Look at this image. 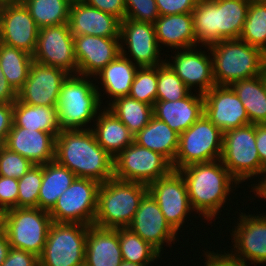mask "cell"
<instances>
[{
    "label": "cell",
    "instance_id": "35",
    "mask_svg": "<svg viewBox=\"0 0 266 266\" xmlns=\"http://www.w3.org/2000/svg\"><path fill=\"white\" fill-rule=\"evenodd\" d=\"M33 61L29 53L0 42V68L16 92L27 80Z\"/></svg>",
    "mask_w": 266,
    "mask_h": 266
},
{
    "label": "cell",
    "instance_id": "13",
    "mask_svg": "<svg viewBox=\"0 0 266 266\" xmlns=\"http://www.w3.org/2000/svg\"><path fill=\"white\" fill-rule=\"evenodd\" d=\"M147 188L158 203L165 220L178 233L193 213L182 174L178 170H172L168 175L148 184Z\"/></svg>",
    "mask_w": 266,
    "mask_h": 266
},
{
    "label": "cell",
    "instance_id": "23",
    "mask_svg": "<svg viewBox=\"0 0 266 266\" xmlns=\"http://www.w3.org/2000/svg\"><path fill=\"white\" fill-rule=\"evenodd\" d=\"M3 145L34 165H43L55 160L56 137L51 133L24 129L13 123Z\"/></svg>",
    "mask_w": 266,
    "mask_h": 266
},
{
    "label": "cell",
    "instance_id": "15",
    "mask_svg": "<svg viewBox=\"0 0 266 266\" xmlns=\"http://www.w3.org/2000/svg\"><path fill=\"white\" fill-rule=\"evenodd\" d=\"M120 46L121 55L134 61L138 67H155L166 61V58L163 60L160 57L162 50L158 45L155 26L152 23L122 20Z\"/></svg>",
    "mask_w": 266,
    "mask_h": 266
},
{
    "label": "cell",
    "instance_id": "49",
    "mask_svg": "<svg viewBox=\"0 0 266 266\" xmlns=\"http://www.w3.org/2000/svg\"><path fill=\"white\" fill-rule=\"evenodd\" d=\"M13 124V103H0V144L7 138Z\"/></svg>",
    "mask_w": 266,
    "mask_h": 266
},
{
    "label": "cell",
    "instance_id": "11",
    "mask_svg": "<svg viewBox=\"0 0 266 266\" xmlns=\"http://www.w3.org/2000/svg\"><path fill=\"white\" fill-rule=\"evenodd\" d=\"M172 163L162 154L133 142L114 158V178L150 184L168 175Z\"/></svg>",
    "mask_w": 266,
    "mask_h": 266
},
{
    "label": "cell",
    "instance_id": "40",
    "mask_svg": "<svg viewBox=\"0 0 266 266\" xmlns=\"http://www.w3.org/2000/svg\"><path fill=\"white\" fill-rule=\"evenodd\" d=\"M157 66L139 67L131 85L129 96L151 106L156 102Z\"/></svg>",
    "mask_w": 266,
    "mask_h": 266
},
{
    "label": "cell",
    "instance_id": "10",
    "mask_svg": "<svg viewBox=\"0 0 266 266\" xmlns=\"http://www.w3.org/2000/svg\"><path fill=\"white\" fill-rule=\"evenodd\" d=\"M89 225L55 223L50 226L39 266H81L85 264Z\"/></svg>",
    "mask_w": 266,
    "mask_h": 266
},
{
    "label": "cell",
    "instance_id": "27",
    "mask_svg": "<svg viewBox=\"0 0 266 266\" xmlns=\"http://www.w3.org/2000/svg\"><path fill=\"white\" fill-rule=\"evenodd\" d=\"M154 26L160 48L165 45L180 50L198 45L194 35L192 13L159 16Z\"/></svg>",
    "mask_w": 266,
    "mask_h": 266
},
{
    "label": "cell",
    "instance_id": "55",
    "mask_svg": "<svg viewBox=\"0 0 266 266\" xmlns=\"http://www.w3.org/2000/svg\"><path fill=\"white\" fill-rule=\"evenodd\" d=\"M262 57H263V64H264V67H265V70H266V46L262 50Z\"/></svg>",
    "mask_w": 266,
    "mask_h": 266
},
{
    "label": "cell",
    "instance_id": "31",
    "mask_svg": "<svg viewBox=\"0 0 266 266\" xmlns=\"http://www.w3.org/2000/svg\"><path fill=\"white\" fill-rule=\"evenodd\" d=\"M242 101L250 124H266V71L230 85Z\"/></svg>",
    "mask_w": 266,
    "mask_h": 266
},
{
    "label": "cell",
    "instance_id": "1",
    "mask_svg": "<svg viewBox=\"0 0 266 266\" xmlns=\"http://www.w3.org/2000/svg\"><path fill=\"white\" fill-rule=\"evenodd\" d=\"M178 171L185 180L193 212L199 213L198 217H203L207 223L211 221L210 224L213 219L220 218L221 208L224 209L226 201L232 200L228 199L229 195L240 186L220 159L192 164Z\"/></svg>",
    "mask_w": 266,
    "mask_h": 266
},
{
    "label": "cell",
    "instance_id": "12",
    "mask_svg": "<svg viewBox=\"0 0 266 266\" xmlns=\"http://www.w3.org/2000/svg\"><path fill=\"white\" fill-rule=\"evenodd\" d=\"M99 186L97 181L76 178L49 211L51 220L55 223L93 225Z\"/></svg>",
    "mask_w": 266,
    "mask_h": 266
},
{
    "label": "cell",
    "instance_id": "28",
    "mask_svg": "<svg viewBox=\"0 0 266 266\" xmlns=\"http://www.w3.org/2000/svg\"><path fill=\"white\" fill-rule=\"evenodd\" d=\"M94 122L96 124L94 123L91 128L98 144L113 158L134 142V135L106 106Z\"/></svg>",
    "mask_w": 266,
    "mask_h": 266
},
{
    "label": "cell",
    "instance_id": "39",
    "mask_svg": "<svg viewBox=\"0 0 266 266\" xmlns=\"http://www.w3.org/2000/svg\"><path fill=\"white\" fill-rule=\"evenodd\" d=\"M190 92L166 62L157 66L156 100L177 101L185 98Z\"/></svg>",
    "mask_w": 266,
    "mask_h": 266
},
{
    "label": "cell",
    "instance_id": "52",
    "mask_svg": "<svg viewBox=\"0 0 266 266\" xmlns=\"http://www.w3.org/2000/svg\"><path fill=\"white\" fill-rule=\"evenodd\" d=\"M10 248L8 237L5 231L0 227V266L7 258Z\"/></svg>",
    "mask_w": 266,
    "mask_h": 266
},
{
    "label": "cell",
    "instance_id": "50",
    "mask_svg": "<svg viewBox=\"0 0 266 266\" xmlns=\"http://www.w3.org/2000/svg\"><path fill=\"white\" fill-rule=\"evenodd\" d=\"M256 147L261 165L266 169V124H256Z\"/></svg>",
    "mask_w": 266,
    "mask_h": 266
},
{
    "label": "cell",
    "instance_id": "30",
    "mask_svg": "<svg viewBox=\"0 0 266 266\" xmlns=\"http://www.w3.org/2000/svg\"><path fill=\"white\" fill-rule=\"evenodd\" d=\"M179 134L165 122L152 116L150 122L134 136V142L151 151L158 152L171 163L178 150Z\"/></svg>",
    "mask_w": 266,
    "mask_h": 266
},
{
    "label": "cell",
    "instance_id": "48",
    "mask_svg": "<svg viewBox=\"0 0 266 266\" xmlns=\"http://www.w3.org/2000/svg\"><path fill=\"white\" fill-rule=\"evenodd\" d=\"M1 266H39V260L31 252L10 248L7 258Z\"/></svg>",
    "mask_w": 266,
    "mask_h": 266
},
{
    "label": "cell",
    "instance_id": "18",
    "mask_svg": "<svg viewBox=\"0 0 266 266\" xmlns=\"http://www.w3.org/2000/svg\"><path fill=\"white\" fill-rule=\"evenodd\" d=\"M68 75L60 68L33 61L17 99L32 106L56 107L61 85Z\"/></svg>",
    "mask_w": 266,
    "mask_h": 266
},
{
    "label": "cell",
    "instance_id": "37",
    "mask_svg": "<svg viewBox=\"0 0 266 266\" xmlns=\"http://www.w3.org/2000/svg\"><path fill=\"white\" fill-rule=\"evenodd\" d=\"M122 259L138 264H151L160 260L161 254L130 228H118Z\"/></svg>",
    "mask_w": 266,
    "mask_h": 266
},
{
    "label": "cell",
    "instance_id": "7",
    "mask_svg": "<svg viewBox=\"0 0 266 266\" xmlns=\"http://www.w3.org/2000/svg\"><path fill=\"white\" fill-rule=\"evenodd\" d=\"M220 161L239 184L261 175L257 180L258 184H251L253 187L250 193L264 181L266 169L261 165L256 147V124H248L223 133Z\"/></svg>",
    "mask_w": 266,
    "mask_h": 266
},
{
    "label": "cell",
    "instance_id": "42",
    "mask_svg": "<svg viewBox=\"0 0 266 266\" xmlns=\"http://www.w3.org/2000/svg\"><path fill=\"white\" fill-rule=\"evenodd\" d=\"M34 164L0 144V176L21 178Z\"/></svg>",
    "mask_w": 266,
    "mask_h": 266
},
{
    "label": "cell",
    "instance_id": "45",
    "mask_svg": "<svg viewBox=\"0 0 266 266\" xmlns=\"http://www.w3.org/2000/svg\"><path fill=\"white\" fill-rule=\"evenodd\" d=\"M159 16L192 13L199 0H155Z\"/></svg>",
    "mask_w": 266,
    "mask_h": 266
},
{
    "label": "cell",
    "instance_id": "36",
    "mask_svg": "<svg viewBox=\"0 0 266 266\" xmlns=\"http://www.w3.org/2000/svg\"><path fill=\"white\" fill-rule=\"evenodd\" d=\"M36 25L57 26L68 23L71 0H21Z\"/></svg>",
    "mask_w": 266,
    "mask_h": 266
},
{
    "label": "cell",
    "instance_id": "5",
    "mask_svg": "<svg viewBox=\"0 0 266 266\" xmlns=\"http://www.w3.org/2000/svg\"><path fill=\"white\" fill-rule=\"evenodd\" d=\"M147 192L146 184L114 177L100 184L94 225L111 229L129 227Z\"/></svg>",
    "mask_w": 266,
    "mask_h": 266
},
{
    "label": "cell",
    "instance_id": "57",
    "mask_svg": "<svg viewBox=\"0 0 266 266\" xmlns=\"http://www.w3.org/2000/svg\"><path fill=\"white\" fill-rule=\"evenodd\" d=\"M3 213H4V211L0 208V219H1L2 215H3Z\"/></svg>",
    "mask_w": 266,
    "mask_h": 266
},
{
    "label": "cell",
    "instance_id": "14",
    "mask_svg": "<svg viewBox=\"0 0 266 266\" xmlns=\"http://www.w3.org/2000/svg\"><path fill=\"white\" fill-rule=\"evenodd\" d=\"M33 60L64 70L69 75L77 74L74 54V37L68 23L39 28Z\"/></svg>",
    "mask_w": 266,
    "mask_h": 266
},
{
    "label": "cell",
    "instance_id": "19",
    "mask_svg": "<svg viewBox=\"0 0 266 266\" xmlns=\"http://www.w3.org/2000/svg\"><path fill=\"white\" fill-rule=\"evenodd\" d=\"M199 47L208 49V55L206 51H200L197 46H194L173 50L175 53L174 56L171 55L173 59L169 57L165 62L191 91L197 89V93L204 94L216 84L213 77L212 57L209 53V47L201 45ZM170 59L173 61H168Z\"/></svg>",
    "mask_w": 266,
    "mask_h": 266
},
{
    "label": "cell",
    "instance_id": "60",
    "mask_svg": "<svg viewBox=\"0 0 266 266\" xmlns=\"http://www.w3.org/2000/svg\"><path fill=\"white\" fill-rule=\"evenodd\" d=\"M256 1H259V2H266V0H256Z\"/></svg>",
    "mask_w": 266,
    "mask_h": 266
},
{
    "label": "cell",
    "instance_id": "38",
    "mask_svg": "<svg viewBox=\"0 0 266 266\" xmlns=\"http://www.w3.org/2000/svg\"><path fill=\"white\" fill-rule=\"evenodd\" d=\"M240 40L261 50L266 46V2L251 0Z\"/></svg>",
    "mask_w": 266,
    "mask_h": 266
},
{
    "label": "cell",
    "instance_id": "8",
    "mask_svg": "<svg viewBox=\"0 0 266 266\" xmlns=\"http://www.w3.org/2000/svg\"><path fill=\"white\" fill-rule=\"evenodd\" d=\"M53 221L49 211L38 207L12 208L1 217L11 248L31 252L39 257Z\"/></svg>",
    "mask_w": 266,
    "mask_h": 266
},
{
    "label": "cell",
    "instance_id": "34",
    "mask_svg": "<svg viewBox=\"0 0 266 266\" xmlns=\"http://www.w3.org/2000/svg\"><path fill=\"white\" fill-rule=\"evenodd\" d=\"M107 108L125 124L134 136L150 122L153 116V106L130 96L116 98L107 105Z\"/></svg>",
    "mask_w": 266,
    "mask_h": 266
},
{
    "label": "cell",
    "instance_id": "46",
    "mask_svg": "<svg viewBox=\"0 0 266 266\" xmlns=\"http://www.w3.org/2000/svg\"><path fill=\"white\" fill-rule=\"evenodd\" d=\"M227 252V253H226ZM224 253L221 251L217 252L212 251H204L202 254L205 257L204 266H248L244 261L240 258L233 256L229 251ZM223 253V254H222Z\"/></svg>",
    "mask_w": 266,
    "mask_h": 266
},
{
    "label": "cell",
    "instance_id": "3",
    "mask_svg": "<svg viewBox=\"0 0 266 266\" xmlns=\"http://www.w3.org/2000/svg\"><path fill=\"white\" fill-rule=\"evenodd\" d=\"M251 0H199L192 11L194 35L201 46L239 39Z\"/></svg>",
    "mask_w": 266,
    "mask_h": 266
},
{
    "label": "cell",
    "instance_id": "51",
    "mask_svg": "<svg viewBox=\"0 0 266 266\" xmlns=\"http://www.w3.org/2000/svg\"><path fill=\"white\" fill-rule=\"evenodd\" d=\"M17 100V92L8 83L0 68V103H14Z\"/></svg>",
    "mask_w": 266,
    "mask_h": 266
},
{
    "label": "cell",
    "instance_id": "21",
    "mask_svg": "<svg viewBox=\"0 0 266 266\" xmlns=\"http://www.w3.org/2000/svg\"><path fill=\"white\" fill-rule=\"evenodd\" d=\"M128 228L154 247L161 255L165 243L166 246L167 244L170 246L171 242L174 244L179 237L178 233L165 220L158 203L149 192L141 199L139 208Z\"/></svg>",
    "mask_w": 266,
    "mask_h": 266
},
{
    "label": "cell",
    "instance_id": "26",
    "mask_svg": "<svg viewBox=\"0 0 266 266\" xmlns=\"http://www.w3.org/2000/svg\"><path fill=\"white\" fill-rule=\"evenodd\" d=\"M122 261L118 229L89 225L85 264L87 266H120Z\"/></svg>",
    "mask_w": 266,
    "mask_h": 266
},
{
    "label": "cell",
    "instance_id": "22",
    "mask_svg": "<svg viewBox=\"0 0 266 266\" xmlns=\"http://www.w3.org/2000/svg\"><path fill=\"white\" fill-rule=\"evenodd\" d=\"M120 37L74 36L77 74L95 75L121 54Z\"/></svg>",
    "mask_w": 266,
    "mask_h": 266
},
{
    "label": "cell",
    "instance_id": "44",
    "mask_svg": "<svg viewBox=\"0 0 266 266\" xmlns=\"http://www.w3.org/2000/svg\"><path fill=\"white\" fill-rule=\"evenodd\" d=\"M18 179L0 176V208L5 212L17 208Z\"/></svg>",
    "mask_w": 266,
    "mask_h": 266
},
{
    "label": "cell",
    "instance_id": "41",
    "mask_svg": "<svg viewBox=\"0 0 266 266\" xmlns=\"http://www.w3.org/2000/svg\"><path fill=\"white\" fill-rule=\"evenodd\" d=\"M41 183L42 165L32 166L18 179L17 208L38 207Z\"/></svg>",
    "mask_w": 266,
    "mask_h": 266
},
{
    "label": "cell",
    "instance_id": "20",
    "mask_svg": "<svg viewBox=\"0 0 266 266\" xmlns=\"http://www.w3.org/2000/svg\"><path fill=\"white\" fill-rule=\"evenodd\" d=\"M204 114L223 133L250 124L242 101L229 85H215L203 94Z\"/></svg>",
    "mask_w": 266,
    "mask_h": 266
},
{
    "label": "cell",
    "instance_id": "29",
    "mask_svg": "<svg viewBox=\"0 0 266 266\" xmlns=\"http://www.w3.org/2000/svg\"><path fill=\"white\" fill-rule=\"evenodd\" d=\"M138 68L134 62L120 54L93 77L95 81L100 80L98 82L102 86L101 89L104 88L101 90L103 95L108 94L107 98H111L106 101L109 102L108 105L116 98L129 96Z\"/></svg>",
    "mask_w": 266,
    "mask_h": 266
},
{
    "label": "cell",
    "instance_id": "43",
    "mask_svg": "<svg viewBox=\"0 0 266 266\" xmlns=\"http://www.w3.org/2000/svg\"><path fill=\"white\" fill-rule=\"evenodd\" d=\"M125 19L154 24L159 17L155 0L125 1Z\"/></svg>",
    "mask_w": 266,
    "mask_h": 266
},
{
    "label": "cell",
    "instance_id": "9",
    "mask_svg": "<svg viewBox=\"0 0 266 266\" xmlns=\"http://www.w3.org/2000/svg\"><path fill=\"white\" fill-rule=\"evenodd\" d=\"M223 132L203 114L191 127L179 135L173 170L220 159Z\"/></svg>",
    "mask_w": 266,
    "mask_h": 266
},
{
    "label": "cell",
    "instance_id": "6",
    "mask_svg": "<svg viewBox=\"0 0 266 266\" xmlns=\"http://www.w3.org/2000/svg\"><path fill=\"white\" fill-rule=\"evenodd\" d=\"M209 47L216 85L259 76L266 70L262 50L240 39L222 40Z\"/></svg>",
    "mask_w": 266,
    "mask_h": 266
},
{
    "label": "cell",
    "instance_id": "16",
    "mask_svg": "<svg viewBox=\"0 0 266 266\" xmlns=\"http://www.w3.org/2000/svg\"><path fill=\"white\" fill-rule=\"evenodd\" d=\"M241 213V214H240ZM232 227L230 253L246 264L266 263V214H247L240 211ZM265 214V215H264ZM234 250V251H233ZM248 261V262H247ZM250 262V263H249Z\"/></svg>",
    "mask_w": 266,
    "mask_h": 266
},
{
    "label": "cell",
    "instance_id": "59",
    "mask_svg": "<svg viewBox=\"0 0 266 266\" xmlns=\"http://www.w3.org/2000/svg\"><path fill=\"white\" fill-rule=\"evenodd\" d=\"M124 1H142V0H124Z\"/></svg>",
    "mask_w": 266,
    "mask_h": 266
},
{
    "label": "cell",
    "instance_id": "17",
    "mask_svg": "<svg viewBox=\"0 0 266 266\" xmlns=\"http://www.w3.org/2000/svg\"><path fill=\"white\" fill-rule=\"evenodd\" d=\"M39 27L21 1L0 3V42L33 56Z\"/></svg>",
    "mask_w": 266,
    "mask_h": 266
},
{
    "label": "cell",
    "instance_id": "54",
    "mask_svg": "<svg viewBox=\"0 0 266 266\" xmlns=\"http://www.w3.org/2000/svg\"><path fill=\"white\" fill-rule=\"evenodd\" d=\"M151 264H138V263H132L127 261H122L120 266H150Z\"/></svg>",
    "mask_w": 266,
    "mask_h": 266
},
{
    "label": "cell",
    "instance_id": "24",
    "mask_svg": "<svg viewBox=\"0 0 266 266\" xmlns=\"http://www.w3.org/2000/svg\"><path fill=\"white\" fill-rule=\"evenodd\" d=\"M120 20L108 13L86 4L82 0L72 1L68 25L71 34L120 37Z\"/></svg>",
    "mask_w": 266,
    "mask_h": 266
},
{
    "label": "cell",
    "instance_id": "47",
    "mask_svg": "<svg viewBox=\"0 0 266 266\" xmlns=\"http://www.w3.org/2000/svg\"><path fill=\"white\" fill-rule=\"evenodd\" d=\"M86 4L105 13L117 17L120 21L125 19L126 8L124 0H82Z\"/></svg>",
    "mask_w": 266,
    "mask_h": 266
},
{
    "label": "cell",
    "instance_id": "33",
    "mask_svg": "<svg viewBox=\"0 0 266 266\" xmlns=\"http://www.w3.org/2000/svg\"><path fill=\"white\" fill-rule=\"evenodd\" d=\"M13 123L24 129L51 133L55 137L61 131L56 107L32 106L18 99L13 103Z\"/></svg>",
    "mask_w": 266,
    "mask_h": 266
},
{
    "label": "cell",
    "instance_id": "56",
    "mask_svg": "<svg viewBox=\"0 0 266 266\" xmlns=\"http://www.w3.org/2000/svg\"><path fill=\"white\" fill-rule=\"evenodd\" d=\"M15 1H21V0H0V3L1 2H15Z\"/></svg>",
    "mask_w": 266,
    "mask_h": 266
},
{
    "label": "cell",
    "instance_id": "25",
    "mask_svg": "<svg viewBox=\"0 0 266 266\" xmlns=\"http://www.w3.org/2000/svg\"><path fill=\"white\" fill-rule=\"evenodd\" d=\"M196 94V95H195ZM204 114V97L191 91L177 101L156 100L153 116L165 122L179 135L191 127Z\"/></svg>",
    "mask_w": 266,
    "mask_h": 266
},
{
    "label": "cell",
    "instance_id": "4",
    "mask_svg": "<svg viewBox=\"0 0 266 266\" xmlns=\"http://www.w3.org/2000/svg\"><path fill=\"white\" fill-rule=\"evenodd\" d=\"M91 78L75 74L63 81L56 105L61 130L92 129L88 124L103 110L101 89Z\"/></svg>",
    "mask_w": 266,
    "mask_h": 266
},
{
    "label": "cell",
    "instance_id": "2",
    "mask_svg": "<svg viewBox=\"0 0 266 266\" xmlns=\"http://www.w3.org/2000/svg\"><path fill=\"white\" fill-rule=\"evenodd\" d=\"M55 160L77 178L102 184L114 177V158L98 144L92 129L61 130L56 136Z\"/></svg>",
    "mask_w": 266,
    "mask_h": 266
},
{
    "label": "cell",
    "instance_id": "53",
    "mask_svg": "<svg viewBox=\"0 0 266 266\" xmlns=\"http://www.w3.org/2000/svg\"><path fill=\"white\" fill-rule=\"evenodd\" d=\"M254 196L266 200V185H259L254 191Z\"/></svg>",
    "mask_w": 266,
    "mask_h": 266
},
{
    "label": "cell",
    "instance_id": "58",
    "mask_svg": "<svg viewBox=\"0 0 266 266\" xmlns=\"http://www.w3.org/2000/svg\"><path fill=\"white\" fill-rule=\"evenodd\" d=\"M260 185H266V177H265L264 181Z\"/></svg>",
    "mask_w": 266,
    "mask_h": 266
},
{
    "label": "cell",
    "instance_id": "32",
    "mask_svg": "<svg viewBox=\"0 0 266 266\" xmlns=\"http://www.w3.org/2000/svg\"><path fill=\"white\" fill-rule=\"evenodd\" d=\"M77 176L56 160L42 165V183L38 196V208L50 211L61 194L69 188Z\"/></svg>",
    "mask_w": 266,
    "mask_h": 266
}]
</instances>
